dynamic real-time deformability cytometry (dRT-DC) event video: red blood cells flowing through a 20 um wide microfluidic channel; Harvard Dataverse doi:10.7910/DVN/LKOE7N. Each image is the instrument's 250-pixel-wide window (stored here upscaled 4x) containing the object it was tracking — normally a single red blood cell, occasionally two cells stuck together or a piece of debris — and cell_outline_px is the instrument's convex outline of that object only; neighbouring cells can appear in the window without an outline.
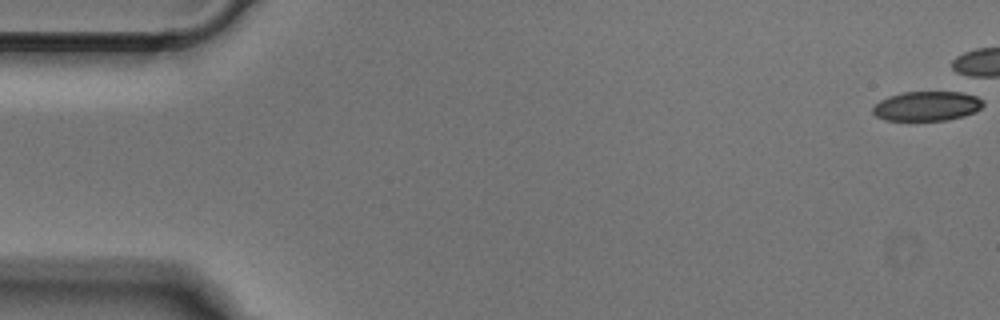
{"species": "Egyptian fruit bat (a non-hibernating species)", "species_latin": "Rousettus aegyptiacus", "temperature_condition": "cold", "stored_images_in_passage": 1, "camera_frame_rate_fps": 3000, "um_per_image_px": 0.085, "animal": {"sex": "male"}, "frame": {"image": 1, "passage_image": 1, "time_ms": 0.0, "image_size_px": [1000, 320], "cell_outline_px": [[984, 104], [976, 112], [964, 116], [948, 120], [884, 120], [876, 116], [872, 112], [872, 108], [880, 100], [888, 96], [900, 92], [968, 92], [984, 100]], "centroid_in_image_um": [78.81, 9.01], "position_along_channel_um": 6.2, "area_um2": 19.25}}